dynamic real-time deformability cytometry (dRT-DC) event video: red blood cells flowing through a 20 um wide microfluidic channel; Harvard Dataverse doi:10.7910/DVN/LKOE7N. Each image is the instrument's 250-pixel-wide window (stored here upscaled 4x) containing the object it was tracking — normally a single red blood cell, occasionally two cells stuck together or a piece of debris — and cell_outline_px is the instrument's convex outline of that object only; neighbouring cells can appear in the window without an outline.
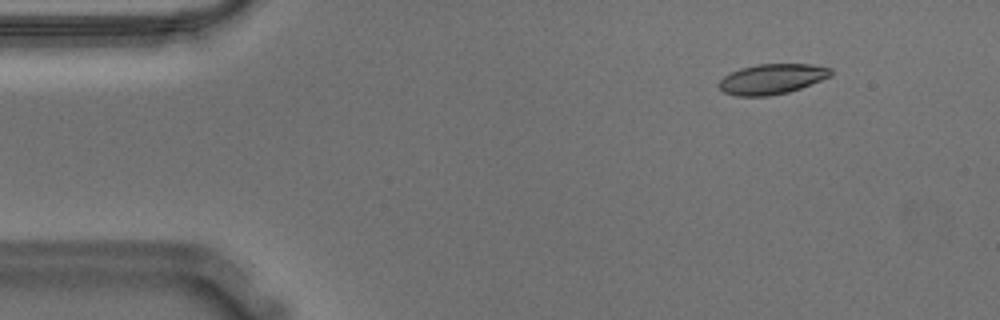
{"species": "Egyptian fruit bat (a non-hibernating species)", "species_latin": "Rousettus aegyptiacus", "temperature_condition": "warm", "stored_images_in_passage": 55, "camera_frame_rate_fps": 3000, "um_per_image_px": 0.085, "animal": {"sex": "male"}, "frame": {"image": 1, "passage_image": 6, "time_ms": 1.667, "image_size_px": [1000, 320], "cell_outline_px": [[832, 76], [800, 88], [788, 92], [768, 96], [736, 96], [724, 92], [716, 84], [724, 76], [740, 68], [756, 64], [812, 64], [832, 68]], "centroid_in_image_um": [65.61, 6.71], "position_along_channel_um": 19.4, "area_um2": 19.77}}
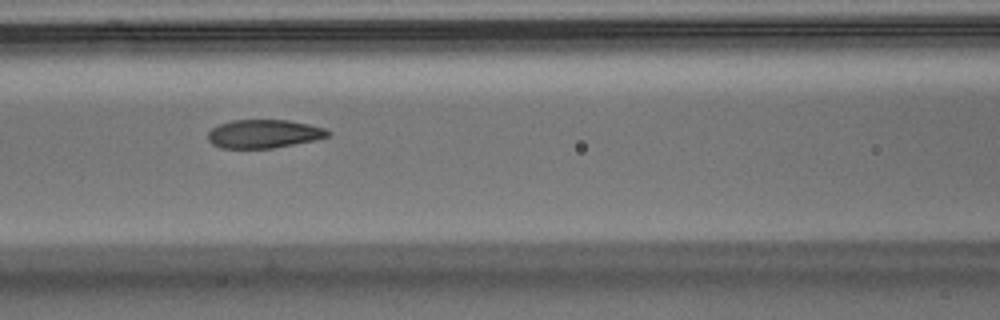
{"frame": {"image": 2, "passage_image": 23, "time_ms": 7.333, "image_size_px": [1000, 320], "cell_outline_px": [[332, 132], [328, 136], [316, 140], [272, 148], [220, 148], [212, 144], [208, 140], [208, 132], [212, 128], [220, 124], [232, 120], [288, 120], [308, 124], [324, 128]], "centroid_in_image_um": [22.42, 11.38], "position_along_channel_um": 144.2, "area_um2": 19.88}}
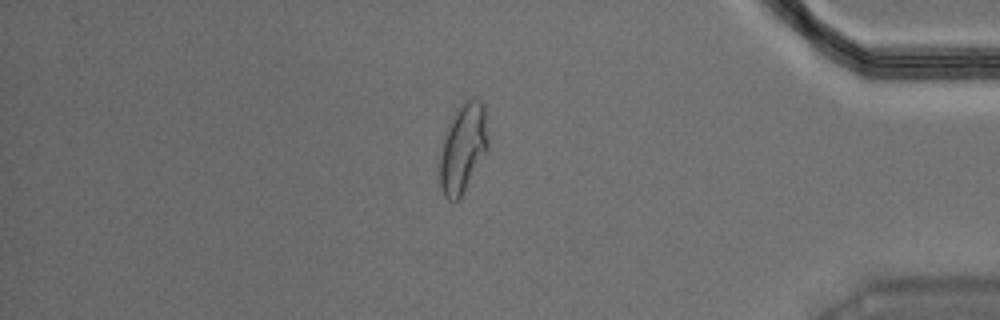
{"frame": {"image": 3, "passage_image": 47, "time_ms": 15.333, "image_size_px": [1000, 320], "cell_outline_px": [[488, 148], [460, 200], [448, 200], [444, 196], [440, 188], [440, 156], [444, 136], [456, 108], [464, 100], [472, 96], [480, 100], [484, 104], [488, 144]], "centroid_in_image_um": [39.35, 12.57], "position_along_channel_um": 395.8, "area_um2": 25.14}, "authors_computed_cell_mechanics": {"area_um2": 20.808, "velocity_mm_per_s": 3.5784, "shape_relaxation_time_tau1_ms": 4.621, "shape_relaxation_time_tau2_ms": 1.1992, "deformation_change_tau1": 0.1962, "deformation_change_tau2": 0.0776}}